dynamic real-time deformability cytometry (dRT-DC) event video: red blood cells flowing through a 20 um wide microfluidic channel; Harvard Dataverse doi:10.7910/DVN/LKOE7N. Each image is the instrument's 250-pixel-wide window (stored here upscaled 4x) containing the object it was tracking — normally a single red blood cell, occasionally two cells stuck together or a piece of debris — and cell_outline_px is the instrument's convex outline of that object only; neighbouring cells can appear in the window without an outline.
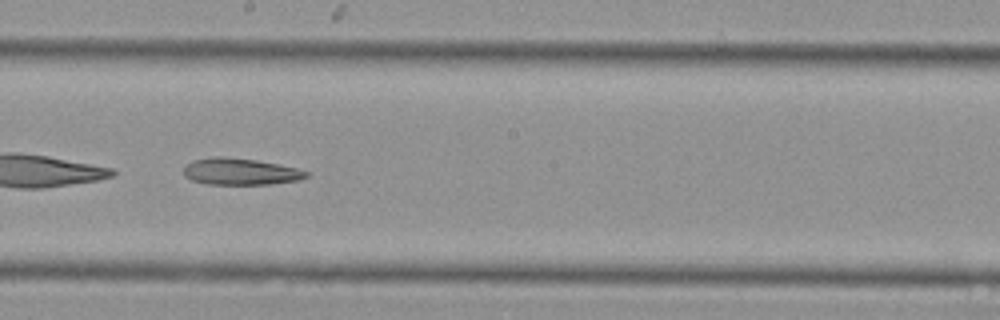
{"species": "Egyptian fruit bat (a non-hibernating species)", "species_latin": "Rousettus aegyptiacus", "temperature_condition": "cold", "stored_images_in_passage": 31, "camera_frame_rate_fps": 3000, "um_per_image_px": 0.085, "animal": {"sex": "female"}, "frame": {"image": 1, "passage_image": 14, "time_ms": 4.333, "image_size_px": [1000, 320], "cell_outline_px": [[308, 176], [300, 180], [268, 184], [208, 184], [192, 180], [184, 176], [184, 168], [188, 164], [196, 160], [216, 156], [224, 156], [256, 160], [296, 168], [308, 172]], "centroid_in_image_um": [20.43, 14.59], "position_along_channel_um": 227.8, "area_um2": 18.79}}